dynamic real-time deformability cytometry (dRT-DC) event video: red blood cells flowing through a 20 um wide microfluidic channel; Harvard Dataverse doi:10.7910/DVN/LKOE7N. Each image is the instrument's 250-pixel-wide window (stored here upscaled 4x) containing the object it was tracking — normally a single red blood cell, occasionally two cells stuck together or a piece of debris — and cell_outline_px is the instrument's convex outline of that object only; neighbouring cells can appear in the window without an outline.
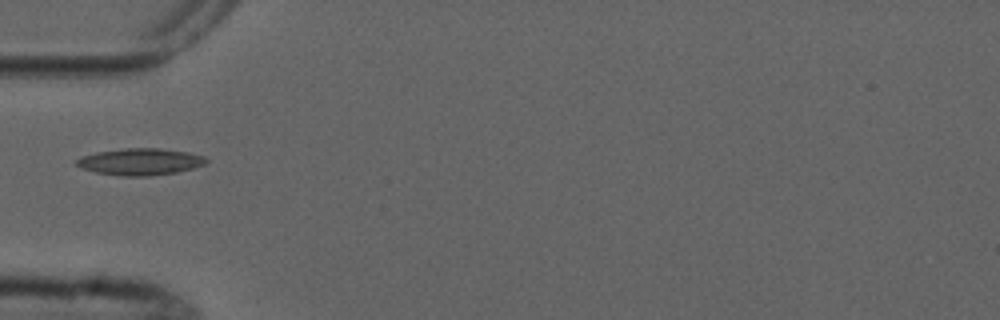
{"species": "common noctule bat (a hibernating species)", "species_latin": "Nyctalus noctula", "temperature_condition": "cold", "stored_images_in_passage": 5, "camera_frame_rate_fps": 3000, "um_per_image_px": 0.085, "animal": {"sex": "male", "forearm_length_mm": 52.5}, "frame": {"image": 1, "passage_image": 3, "time_ms": 3.333, "image_size_px": [1000, 320], "cell_outline_px": [[208, 160], [204, 164], [192, 168], [176, 172], [148, 176], [124, 176], [96, 172], [84, 168], [76, 164], [76, 160], [80, 156], [96, 152], [124, 148], [160, 148], [188, 152], [204, 156]], "centroid_in_image_um": [11.92, 13.73], "position_along_channel_um": 73.1, "area_um2": 20.06}}
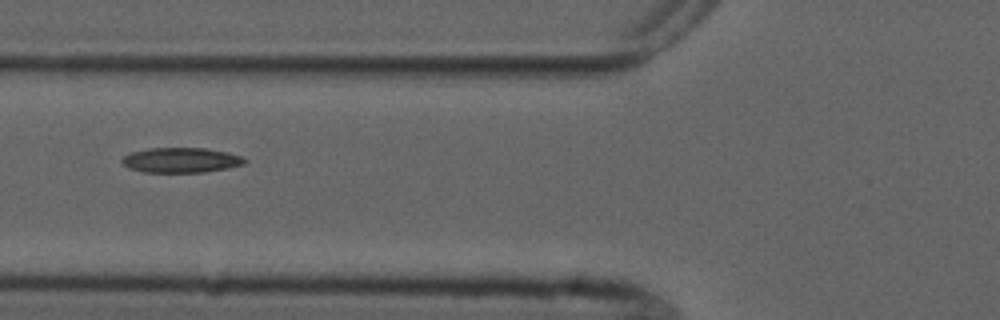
{"frame": {"image": 2, "passage_image": 4, "time_ms": 4.333, "image_size_px": [1000, 320], "cell_outline_px": [[248, 160], [244, 164], [204, 172], [144, 172], [128, 168], [120, 160], [124, 156], [132, 152], [148, 148], [204, 148], [224, 152], [240, 156]], "centroid_in_image_um": [15.34, 13.61], "position_along_channel_um": 110.5, "area_um2": 17.63}}
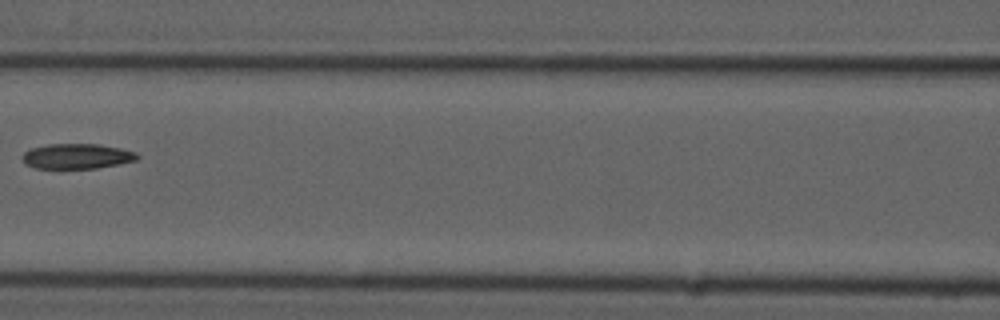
{"frame": {"image": 3, "passage_image": 5, "time_ms": 5.667, "image_size_px": [1000, 320], "cell_outline_px": [[140, 156], [136, 160], [96, 168], [36, 168], [24, 164], [24, 152], [32, 148], [48, 144], [100, 144], [120, 148], [136, 152]], "centroid_in_image_um": [6.55, 13.27], "position_along_channel_um": 160.1, "area_um2": 16.65}}